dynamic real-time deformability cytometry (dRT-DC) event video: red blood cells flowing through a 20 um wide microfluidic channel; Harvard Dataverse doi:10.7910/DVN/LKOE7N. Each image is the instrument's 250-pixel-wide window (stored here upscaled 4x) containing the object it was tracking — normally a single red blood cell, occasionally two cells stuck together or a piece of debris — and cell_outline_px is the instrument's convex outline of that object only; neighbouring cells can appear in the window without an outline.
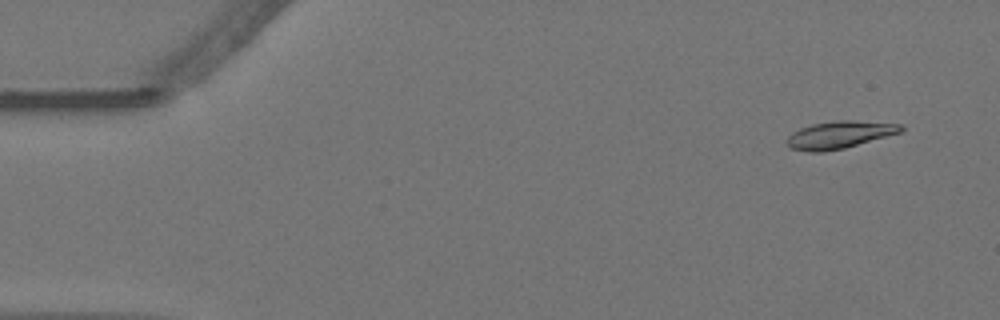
{"species": "Egyptian fruit bat (a non-hibernating species)", "species_latin": "Rousettus aegyptiacus", "temperature_condition": "warm", "stored_images_in_passage": 57, "camera_frame_rate_fps": 3000, "um_per_image_px": 0.085, "animal": {"sex": "female"}, "frame": {"image": 1, "passage_image": 4, "time_ms": 1.0, "image_size_px": [1000, 320], "cell_outline_px": [[904, 132], [844, 148], [820, 152], [808, 152], [792, 148], [784, 140], [792, 132], [800, 128], [812, 124], [836, 120], [852, 120], [904, 124]], "centroid_in_image_um": [71.4, 11.44], "position_along_channel_um": 13.6, "area_um2": 18.38}}
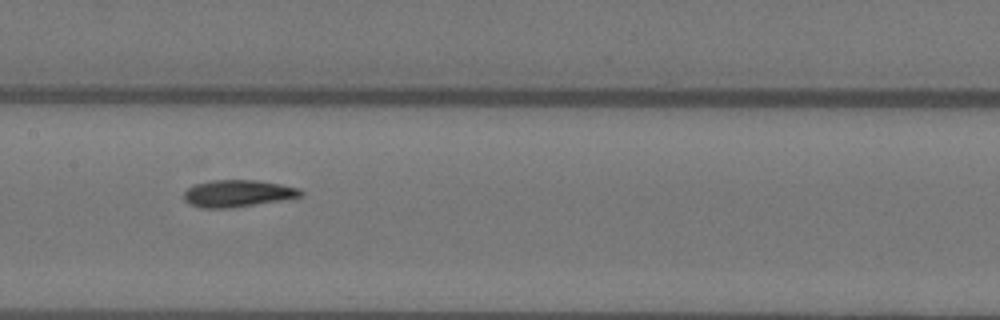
{"frame": {"image": 2, "passage_image": 28, "time_ms": 9.0, "image_size_px": [1000, 320], "cell_outline_px": [[304, 196], [232, 208], [200, 208], [184, 200], [184, 192], [192, 184], [212, 180], [256, 180], [280, 184], [300, 188], [304, 192]], "centroid_in_image_um": [20.21, 16.44], "position_along_channel_um": 187.2, "area_um2": 18.44}}
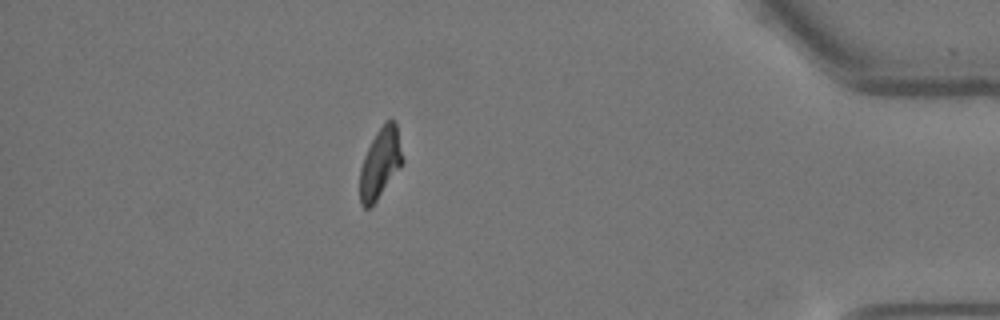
{"frame": {"image": 3, "passage_image": 50, "time_ms": 16.333, "image_size_px": [1000, 320], "cell_outline_px": [[404, 164], [376, 200], [368, 208], [364, 208], [360, 204], [360, 168], [364, 156], [376, 132], [384, 120], [392, 116], [396, 120], [404, 160]], "centroid_in_image_um": [32.35, 13.79], "position_along_channel_um": 402.8, "area_um2": 17.8}, "authors_computed_cell_mechanics": {"area_um2": 18.0914, "velocity_mm_per_s": 3.5632, "shape_relaxation_time_tau1_ms": 8.1047, "shape_relaxation_time_tau2_ms": 3.0031, "deformation_change_tau1": 0.2137, "deformation_change_tau2": 0.0863}}